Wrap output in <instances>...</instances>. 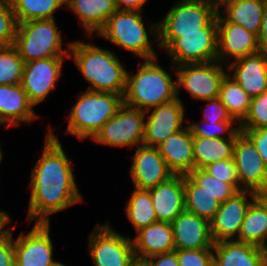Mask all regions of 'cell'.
Here are the masks:
<instances>
[{
	"instance_id": "603a6c76",
	"label": "cell",
	"mask_w": 267,
	"mask_h": 266,
	"mask_svg": "<svg viewBox=\"0 0 267 266\" xmlns=\"http://www.w3.org/2000/svg\"><path fill=\"white\" fill-rule=\"evenodd\" d=\"M21 84L0 85V126L30 124L39 118Z\"/></svg>"
},
{
	"instance_id": "3957f363",
	"label": "cell",
	"mask_w": 267,
	"mask_h": 266,
	"mask_svg": "<svg viewBox=\"0 0 267 266\" xmlns=\"http://www.w3.org/2000/svg\"><path fill=\"white\" fill-rule=\"evenodd\" d=\"M157 58L138 61L136 74L126 73L124 104L147 111L177 98L176 80L157 63Z\"/></svg>"
},
{
	"instance_id": "f6af8a7d",
	"label": "cell",
	"mask_w": 267,
	"mask_h": 266,
	"mask_svg": "<svg viewBox=\"0 0 267 266\" xmlns=\"http://www.w3.org/2000/svg\"><path fill=\"white\" fill-rule=\"evenodd\" d=\"M258 51L267 56V6L263 12L261 29L258 34Z\"/></svg>"
},
{
	"instance_id": "7bdbcfd3",
	"label": "cell",
	"mask_w": 267,
	"mask_h": 266,
	"mask_svg": "<svg viewBox=\"0 0 267 266\" xmlns=\"http://www.w3.org/2000/svg\"><path fill=\"white\" fill-rule=\"evenodd\" d=\"M240 130L252 140L267 167V128Z\"/></svg>"
},
{
	"instance_id": "11a10c76",
	"label": "cell",
	"mask_w": 267,
	"mask_h": 266,
	"mask_svg": "<svg viewBox=\"0 0 267 266\" xmlns=\"http://www.w3.org/2000/svg\"><path fill=\"white\" fill-rule=\"evenodd\" d=\"M4 226V223L0 220V229Z\"/></svg>"
},
{
	"instance_id": "83f0119b",
	"label": "cell",
	"mask_w": 267,
	"mask_h": 266,
	"mask_svg": "<svg viewBox=\"0 0 267 266\" xmlns=\"http://www.w3.org/2000/svg\"><path fill=\"white\" fill-rule=\"evenodd\" d=\"M235 241L258 247L267 241V202L260 195L247 210Z\"/></svg>"
},
{
	"instance_id": "9a60e30c",
	"label": "cell",
	"mask_w": 267,
	"mask_h": 266,
	"mask_svg": "<svg viewBox=\"0 0 267 266\" xmlns=\"http://www.w3.org/2000/svg\"><path fill=\"white\" fill-rule=\"evenodd\" d=\"M258 196L259 194L253 191L241 190L221 203L213 219L209 222L213 243L232 241L238 238L247 210Z\"/></svg>"
},
{
	"instance_id": "8992f818",
	"label": "cell",
	"mask_w": 267,
	"mask_h": 266,
	"mask_svg": "<svg viewBox=\"0 0 267 266\" xmlns=\"http://www.w3.org/2000/svg\"><path fill=\"white\" fill-rule=\"evenodd\" d=\"M55 19L18 23L13 46L24 63L49 57H69L71 41L63 49V38Z\"/></svg>"
},
{
	"instance_id": "d6986e66",
	"label": "cell",
	"mask_w": 267,
	"mask_h": 266,
	"mask_svg": "<svg viewBox=\"0 0 267 266\" xmlns=\"http://www.w3.org/2000/svg\"><path fill=\"white\" fill-rule=\"evenodd\" d=\"M227 68L230 71L228 74L251 98L267 91V56L262 52L238 58L230 62Z\"/></svg>"
},
{
	"instance_id": "f907efd6",
	"label": "cell",
	"mask_w": 267,
	"mask_h": 266,
	"mask_svg": "<svg viewBox=\"0 0 267 266\" xmlns=\"http://www.w3.org/2000/svg\"><path fill=\"white\" fill-rule=\"evenodd\" d=\"M211 3L215 4L217 7H219L223 2L227 0H209Z\"/></svg>"
},
{
	"instance_id": "4dcf8cb0",
	"label": "cell",
	"mask_w": 267,
	"mask_h": 266,
	"mask_svg": "<svg viewBox=\"0 0 267 266\" xmlns=\"http://www.w3.org/2000/svg\"><path fill=\"white\" fill-rule=\"evenodd\" d=\"M218 98L239 125L248 114L251 97L228 73L221 82Z\"/></svg>"
},
{
	"instance_id": "5bb4252c",
	"label": "cell",
	"mask_w": 267,
	"mask_h": 266,
	"mask_svg": "<svg viewBox=\"0 0 267 266\" xmlns=\"http://www.w3.org/2000/svg\"><path fill=\"white\" fill-rule=\"evenodd\" d=\"M65 58L69 59V57H49L24 64L21 86L34 107L43 102L56 88V82L62 76Z\"/></svg>"
},
{
	"instance_id": "7c38bea8",
	"label": "cell",
	"mask_w": 267,
	"mask_h": 266,
	"mask_svg": "<svg viewBox=\"0 0 267 266\" xmlns=\"http://www.w3.org/2000/svg\"><path fill=\"white\" fill-rule=\"evenodd\" d=\"M50 224L34 222L28 234L21 232L13 239L15 266H65L53 258Z\"/></svg>"
},
{
	"instance_id": "c3c4849f",
	"label": "cell",
	"mask_w": 267,
	"mask_h": 266,
	"mask_svg": "<svg viewBox=\"0 0 267 266\" xmlns=\"http://www.w3.org/2000/svg\"><path fill=\"white\" fill-rule=\"evenodd\" d=\"M261 248L263 252L264 266H267V241Z\"/></svg>"
},
{
	"instance_id": "ba28073f",
	"label": "cell",
	"mask_w": 267,
	"mask_h": 266,
	"mask_svg": "<svg viewBox=\"0 0 267 266\" xmlns=\"http://www.w3.org/2000/svg\"><path fill=\"white\" fill-rule=\"evenodd\" d=\"M89 256L94 266H131L136 260L131 238L110 226L97 223L89 234Z\"/></svg>"
},
{
	"instance_id": "9f6ffc18",
	"label": "cell",
	"mask_w": 267,
	"mask_h": 266,
	"mask_svg": "<svg viewBox=\"0 0 267 266\" xmlns=\"http://www.w3.org/2000/svg\"><path fill=\"white\" fill-rule=\"evenodd\" d=\"M264 3H265V5L267 6V0H262Z\"/></svg>"
},
{
	"instance_id": "6da1fadb",
	"label": "cell",
	"mask_w": 267,
	"mask_h": 266,
	"mask_svg": "<svg viewBox=\"0 0 267 266\" xmlns=\"http://www.w3.org/2000/svg\"><path fill=\"white\" fill-rule=\"evenodd\" d=\"M51 127L45 135L42 155L31 171L28 223H50V215L84 200L72 163Z\"/></svg>"
},
{
	"instance_id": "5b68a950",
	"label": "cell",
	"mask_w": 267,
	"mask_h": 266,
	"mask_svg": "<svg viewBox=\"0 0 267 266\" xmlns=\"http://www.w3.org/2000/svg\"><path fill=\"white\" fill-rule=\"evenodd\" d=\"M123 103L122 95L86 89L68 113L65 134L77 137L80 141L93 139Z\"/></svg>"
},
{
	"instance_id": "cb8c5ba5",
	"label": "cell",
	"mask_w": 267,
	"mask_h": 266,
	"mask_svg": "<svg viewBox=\"0 0 267 266\" xmlns=\"http://www.w3.org/2000/svg\"><path fill=\"white\" fill-rule=\"evenodd\" d=\"M136 233L131 238L136 260L143 261L156 254L175 251L171 223L157 221Z\"/></svg>"
},
{
	"instance_id": "f5cc1de1",
	"label": "cell",
	"mask_w": 267,
	"mask_h": 266,
	"mask_svg": "<svg viewBox=\"0 0 267 266\" xmlns=\"http://www.w3.org/2000/svg\"><path fill=\"white\" fill-rule=\"evenodd\" d=\"M267 202V192L260 195Z\"/></svg>"
},
{
	"instance_id": "d590c367",
	"label": "cell",
	"mask_w": 267,
	"mask_h": 266,
	"mask_svg": "<svg viewBox=\"0 0 267 266\" xmlns=\"http://www.w3.org/2000/svg\"><path fill=\"white\" fill-rule=\"evenodd\" d=\"M198 185L216 196L221 202H225L238 190L228 183H224L210 175L204 169H194L188 174Z\"/></svg>"
},
{
	"instance_id": "681fc988",
	"label": "cell",
	"mask_w": 267,
	"mask_h": 266,
	"mask_svg": "<svg viewBox=\"0 0 267 266\" xmlns=\"http://www.w3.org/2000/svg\"><path fill=\"white\" fill-rule=\"evenodd\" d=\"M131 266H147L144 261L135 260Z\"/></svg>"
},
{
	"instance_id": "816d5d0a",
	"label": "cell",
	"mask_w": 267,
	"mask_h": 266,
	"mask_svg": "<svg viewBox=\"0 0 267 266\" xmlns=\"http://www.w3.org/2000/svg\"><path fill=\"white\" fill-rule=\"evenodd\" d=\"M3 156H4V153L1 150V144H0V163H1L2 159H3Z\"/></svg>"
},
{
	"instance_id": "4316f807",
	"label": "cell",
	"mask_w": 267,
	"mask_h": 266,
	"mask_svg": "<svg viewBox=\"0 0 267 266\" xmlns=\"http://www.w3.org/2000/svg\"><path fill=\"white\" fill-rule=\"evenodd\" d=\"M221 7L224 9L221 10ZM265 7L262 0H227L218 7V11L223 12L221 15L228 22L239 24L258 36Z\"/></svg>"
},
{
	"instance_id": "74e56055",
	"label": "cell",
	"mask_w": 267,
	"mask_h": 266,
	"mask_svg": "<svg viewBox=\"0 0 267 266\" xmlns=\"http://www.w3.org/2000/svg\"><path fill=\"white\" fill-rule=\"evenodd\" d=\"M18 22L10 2L0 3V46H12Z\"/></svg>"
},
{
	"instance_id": "44dd1931",
	"label": "cell",
	"mask_w": 267,
	"mask_h": 266,
	"mask_svg": "<svg viewBox=\"0 0 267 266\" xmlns=\"http://www.w3.org/2000/svg\"><path fill=\"white\" fill-rule=\"evenodd\" d=\"M157 149L174 175H188L195 169L193 136L187 124L159 144Z\"/></svg>"
},
{
	"instance_id": "836d02e7",
	"label": "cell",
	"mask_w": 267,
	"mask_h": 266,
	"mask_svg": "<svg viewBox=\"0 0 267 266\" xmlns=\"http://www.w3.org/2000/svg\"><path fill=\"white\" fill-rule=\"evenodd\" d=\"M24 64L13 45L0 46V85L21 84Z\"/></svg>"
},
{
	"instance_id": "b9f144b4",
	"label": "cell",
	"mask_w": 267,
	"mask_h": 266,
	"mask_svg": "<svg viewBox=\"0 0 267 266\" xmlns=\"http://www.w3.org/2000/svg\"><path fill=\"white\" fill-rule=\"evenodd\" d=\"M207 105L203 109V119L201 121L207 122H222V121H236L231 117L227 108L222 101L217 97L214 99L205 100Z\"/></svg>"
},
{
	"instance_id": "ffe728a7",
	"label": "cell",
	"mask_w": 267,
	"mask_h": 266,
	"mask_svg": "<svg viewBox=\"0 0 267 266\" xmlns=\"http://www.w3.org/2000/svg\"><path fill=\"white\" fill-rule=\"evenodd\" d=\"M171 225L175 250L213 248L210 224L207 220L184 210Z\"/></svg>"
},
{
	"instance_id": "8d00e7d4",
	"label": "cell",
	"mask_w": 267,
	"mask_h": 266,
	"mask_svg": "<svg viewBox=\"0 0 267 266\" xmlns=\"http://www.w3.org/2000/svg\"><path fill=\"white\" fill-rule=\"evenodd\" d=\"M239 126L240 129L267 128V91L251 98L248 114Z\"/></svg>"
},
{
	"instance_id": "f546056e",
	"label": "cell",
	"mask_w": 267,
	"mask_h": 266,
	"mask_svg": "<svg viewBox=\"0 0 267 266\" xmlns=\"http://www.w3.org/2000/svg\"><path fill=\"white\" fill-rule=\"evenodd\" d=\"M184 202L185 210L210 222L221 201L209 191L204 190L189 175H184Z\"/></svg>"
},
{
	"instance_id": "9c48e42d",
	"label": "cell",
	"mask_w": 267,
	"mask_h": 266,
	"mask_svg": "<svg viewBox=\"0 0 267 266\" xmlns=\"http://www.w3.org/2000/svg\"><path fill=\"white\" fill-rule=\"evenodd\" d=\"M172 65V72L176 73L177 97L182 88L190 94L192 99L204 101L219 96L220 85L226 74L227 65L217 61L206 63ZM225 68V70H224ZM176 69V70H175Z\"/></svg>"
},
{
	"instance_id": "1f68e13d",
	"label": "cell",
	"mask_w": 267,
	"mask_h": 266,
	"mask_svg": "<svg viewBox=\"0 0 267 266\" xmlns=\"http://www.w3.org/2000/svg\"><path fill=\"white\" fill-rule=\"evenodd\" d=\"M125 213L136 232L157 222L149 190L134 187L125 208Z\"/></svg>"
},
{
	"instance_id": "7402d4cb",
	"label": "cell",
	"mask_w": 267,
	"mask_h": 266,
	"mask_svg": "<svg viewBox=\"0 0 267 266\" xmlns=\"http://www.w3.org/2000/svg\"><path fill=\"white\" fill-rule=\"evenodd\" d=\"M148 190L157 221L171 223L185 210L183 175H173L167 181Z\"/></svg>"
},
{
	"instance_id": "ac0fdd59",
	"label": "cell",
	"mask_w": 267,
	"mask_h": 266,
	"mask_svg": "<svg viewBox=\"0 0 267 266\" xmlns=\"http://www.w3.org/2000/svg\"><path fill=\"white\" fill-rule=\"evenodd\" d=\"M173 175L157 147L140 145L135 148L130 168L135 188L148 190L167 181Z\"/></svg>"
},
{
	"instance_id": "e0dca14e",
	"label": "cell",
	"mask_w": 267,
	"mask_h": 266,
	"mask_svg": "<svg viewBox=\"0 0 267 266\" xmlns=\"http://www.w3.org/2000/svg\"><path fill=\"white\" fill-rule=\"evenodd\" d=\"M218 54L217 60L225 65L258 51V36L239 24L228 22L217 12Z\"/></svg>"
},
{
	"instance_id": "bcb514c9",
	"label": "cell",
	"mask_w": 267,
	"mask_h": 266,
	"mask_svg": "<svg viewBox=\"0 0 267 266\" xmlns=\"http://www.w3.org/2000/svg\"><path fill=\"white\" fill-rule=\"evenodd\" d=\"M148 0H114L117 10L144 11V4Z\"/></svg>"
},
{
	"instance_id": "f1b7e54d",
	"label": "cell",
	"mask_w": 267,
	"mask_h": 266,
	"mask_svg": "<svg viewBox=\"0 0 267 266\" xmlns=\"http://www.w3.org/2000/svg\"><path fill=\"white\" fill-rule=\"evenodd\" d=\"M236 138H204L193 136L195 169H203L216 161L233 159Z\"/></svg>"
},
{
	"instance_id": "ab89813d",
	"label": "cell",
	"mask_w": 267,
	"mask_h": 266,
	"mask_svg": "<svg viewBox=\"0 0 267 266\" xmlns=\"http://www.w3.org/2000/svg\"><path fill=\"white\" fill-rule=\"evenodd\" d=\"M179 266H213V249L175 250Z\"/></svg>"
},
{
	"instance_id": "4fadbf2b",
	"label": "cell",
	"mask_w": 267,
	"mask_h": 266,
	"mask_svg": "<svg viewBox=\"0 0 267 266\" xmlns=\"http://www.w3.org/2000/svg\"><path fill=\"white\" fill-rule=\"evenodd\" d=\"M233 160L242 190L259 195L267 192V167L252 140L241 132L235 141Z\"/></svg>"
},
{
	"instance_id": "60d3db41",
	"label": "cell",
	"mask_w": 267,
	"mask_h": 266,
	"mask_svg": "<svg viewBox=\"0 0 267 266\" xmlns=\"http://www.w3.org/2000/svg\"><path fill=\"white\" fill-rule=\"evenodd\" d=\"M11 223L10 219L0 229V266H15L13 228H11Z\"/></svg>"
},
{
	"instance_id": "30bf717a",
	"label": "cell",
	"mask_w": 267,
	"mask_h": 266,
	"mask_svg": "<svg viewBox=\"0 0 267 266\" xmlns=\"http://www.w3.org/2000/svg\"><path fill=\"white\" fill-rule=\"evenodd\" d=\"M174 66L217 61V17L201 32L179 33V37L164 51Z\"/></svg>"
},
{
	"instance_id": "484cf974",
	"label": "cell",
	"mask_w": 267,
	"mask_h": 266,
	"mask_svg": "<svg viewBox=\"0 0 267 266\" xmlns=\"http://www.w3.org/2000/svg\"><path fill=\"white\" fill-rule=\"evenodd\" d=\"M213 266H264L262 248L235 240L213 243Z\"/></svg>"
},
{
	"instance_id": "8fae6325",
	"label": "cell",
	"mask_w": 267,
	"mask_h": 266,
	"mask_svg": "<svg viewBox=\"0 0 267 266\" xmlns=\"http://www.w3.org/2000/svg\"><path fill=\"white\" fill-rule=\"evenodd\" d=\"M146 112L123 103L92 139L96 144L110 147L143 145ZM136 146V147H134Z\"/></svg>"
},
{
	"instance_id": "52a82bcc",
	"label": "cell",
	"mask_w": 267,
	"mask_h": 266,
	"mask_svg": "<svg viewBox=\"0 0 267 266\" xmlns=\"http://www.w3.org/2000/svg\"><path fill=\"white\" fill-rule=\"evenodd\" d=\"M217 12L218 7L209 0H178L158 22V48L165 51L179 33L201 32Z\"/></svg>"
},
{
	"instance_id": "db71d44e",
	"label": "cell",
	"mask_w": 267,
	"mask_h": 266,
	"mask_svg": "<svg viewBox=\"0 0 267 266\" xmlns=\"http://www.w3.org/2000/svg\"><path fill=\"white\" fill-rule=\"evenodd\" d=\"M11 0H0V3L10 2Z\"/></svg>"
},
{
	"instance_id": "7a4b0ae2",
	"label": "cell",
	"mask_w": 267,
	"mask_h": 266,
	"mask_svg": "<svg viewBox=\"0 0 267 266\" xmlns=\"http://www.w3.org/2000/svg\"><path fill=\"white\" fill-rule=\"evenodd\" d=\"M69 58L90 84L87 90L124 96L127 70L112 50L77 40L71 42Z\"/></svg>"
},
{
	"instance_id": "d6a6232c",
	"label": "cell",
	"mask_w": 267,
	"mask_h": 266,
	"mask_svg": "<svg viewBox=\"0 0 267 266\" xmlns=\"http://www.w3.org/2000/svg\"><path fill=\"white\" fill-rule=\"evenodd\" d=\"M10 3L18 23L55 19L54 13L65 6V0H11Z\"/></svg>"
},
{
	"instance_id": "f35d334b",
	"label": "cell",
	"mask_w": 267,
	"mask_h": 266,
	"mask_svg": "<svg viewBox=\"0 0 267 266\" xmlns=\"http://www.w3.org/2000/svg\"><path fill=\"white\" fill-rule=\"evenodd\" d=\"M203 169L218 180L232 184L238 191L242 190L239 186L238 171L233 159L216 161Z\"/></svg>"
},
{
	"instance_id": "e575fe53",
	"label": "cell",
	"mask_w": 267,
	"mask_h": 266,
	"mask_svg": "<svg viewBox=\"0 0 267 266\" xmlns=\"http://www.w3.org/2000/svg\"><path fill=\"white\" fill-rule=\"evenodd\" d=\"M234 123V124H233ZM237 121H222V122H207L201 121V123H189L192 136L204 137V138H237L242 132L240 126L234 127ZM226 136H224V135ZM228 135V136H227Z\"/></svg>"
},
{
	"instance_id": "277c9868",
	"label": "cell",
	"mask_w": 267,
	"mask_h": 266,
	"mask_svg": "<svg viewBox=\"0 0 267 266\" xmlns=\"http://www.w3.org/2000/svg\"><path fill=\"white\" fill-rule=\"evenodd\" d=\"M143 11L117 10L98 32L97 37L107 39L121 49L127 50L143 60L157 58L153 47L158 44V22L145 27ZM150 36L154 37L152 41Z\"/></svg>"
},
{
	"instance_id": "ee69618b",
	"label": "cell",
	"mask_w": 267,
	"mask_h": 266,
	"mask_svg": "<svg viewBox=\"0 0 267 266\" xmlns=\"http://www.w3.org/2000/svg\"><path fill=\"white\" fill-rule=\"evenodd\" d=\"M147 266H179L175 251L156 254L143 260Z\"/></svg>"
},
{
	"instance_id": "2e32d148",
	"label": "cell",
	"mask_w": 267,
	"mask_h": 266,
	"mask_svg": "<svg viewBox=\"0 0 267 266\" xmlns=\"http://www.w3.org/2000/svg\"><path fill=\"white\" fill-rule=\"evenodd\" d=\"M185 106L180 98L145 111L143 145L157 147L168 137L183 129ZM151 111V112H150ZM150 113V114H149Z\"/></svg>"
},
{
	"instance_id": "7dc6e473",
	"label": "cell",
	"mask_w": 267,
	"mask_h": 266,
	"mask_svg": "<svg viewBox=\"0 0 267 266\" xmlns=\"http://www.w3.org/2000/svg\"><path fill=\"white\" fill-rule=\"evenodd\" d=\"M11 218L9 216V213L3 211L0 209V220L5 224L7 221H9Z\"/></svg>"
},
{
	"instance_id": "d4e9b609",
	"label": "cell",
	"mask_w": 267,
	"mask_h": 266,
	"mask_svg": "<svg viewBox=\"0 0 267 266\" xmlns=\"http://www.w3.org/2000/svg\"><path fill=\"white\" fill-rule=\"evenodd\" d=\"M65 7L77 15L88 37L97 35L117 11L114 0H65Z\"/></svg>"
}]
</instances>
